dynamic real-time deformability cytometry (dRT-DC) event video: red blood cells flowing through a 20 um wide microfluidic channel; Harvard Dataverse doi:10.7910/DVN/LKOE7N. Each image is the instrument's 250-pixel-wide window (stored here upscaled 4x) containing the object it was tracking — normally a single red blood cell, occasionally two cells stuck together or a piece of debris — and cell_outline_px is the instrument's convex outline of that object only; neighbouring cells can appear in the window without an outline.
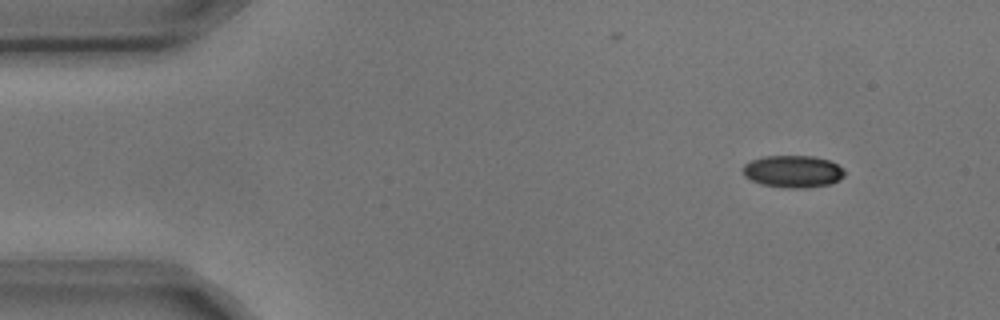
{"species": "common noctule bat (a hibernating species)", "species_latin": "Nyctalus noctula", "temperature_condition": "cold", "stored_images_in_passage": 6, "camera_frame_rate_fps": 3000, "um_per_image_px": 0.085, "animal": {"sex": "male", "body_mass_g": 17.9, "forearm_length_mm": 54.2}, "frame": {"image": 1, "passage_image": 1, "time_ms": 0.0, "image_size_px": [1000, 320], "cell_outline_px": [[844, 176], [840, 180], [828, 184], [804, 188], [788, 188], [760, 184], [744, 176], [744, 164], [752, 160], [764, 156], [812, 156], [828, 160], [844, 168]], "centroid_in_image_um": [67.41, 14.57], "position_along_channel_um": 17.6, "area_um2": 18.96}}
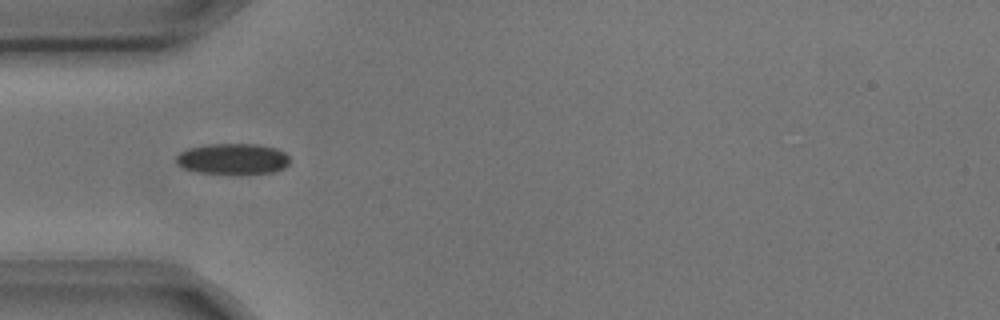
{"frame": {"image": 2, "passage_image": 4, "time_ms": 1.0, "image_size_px": [1000, 320], "cell_outline_px": [[288, 164], [284, 168], [272, 172], [200, 172], [184, 168], [176, 164], [176, 156], [180, 152], [188, 148], [208, 144], [260, 144], [276, 148], [284, 152], [288, 156]], "centroid_in_image_um": [19.77, 13.47], "position_along_channel_um": 65.2, "area_um2": 19.94}}